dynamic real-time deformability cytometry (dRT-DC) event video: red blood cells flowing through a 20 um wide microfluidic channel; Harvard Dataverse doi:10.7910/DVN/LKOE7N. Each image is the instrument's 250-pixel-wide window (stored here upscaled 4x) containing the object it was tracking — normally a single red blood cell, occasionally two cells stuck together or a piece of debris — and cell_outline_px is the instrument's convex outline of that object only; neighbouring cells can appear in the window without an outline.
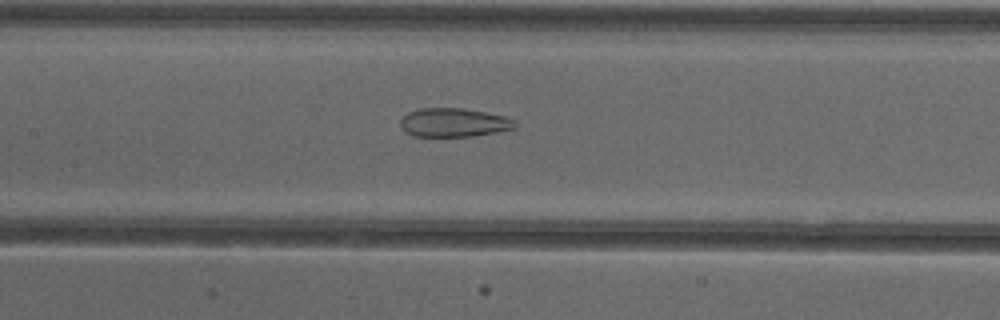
{"species": "common noctule bat (a hibernating species)", "species_latin": "Nyctalus noctula", "temperature_condition": "cold", "stored_images_in_passage": 41, "camera_frame_rate_fps": 3000, "um_per_image_px": 0.085, "animal": {"sex": "female"}, "frame": {"image": 1, "passage_image": 13, "time_ms": 4.0, "image_size_px": [1000, 320], "cell_outline_px": [[516, 128], [496, 132], [472, 136], [412, 136], [404, 132], [400, 124], [400, 120], [408, 112], [420, 108], [464, 108], [504, 116], [516, 120]], "centroid_in_image_um": [38.56, 10.41], "position_along_channel_um": 168.8, "area_um2": 19.25}}
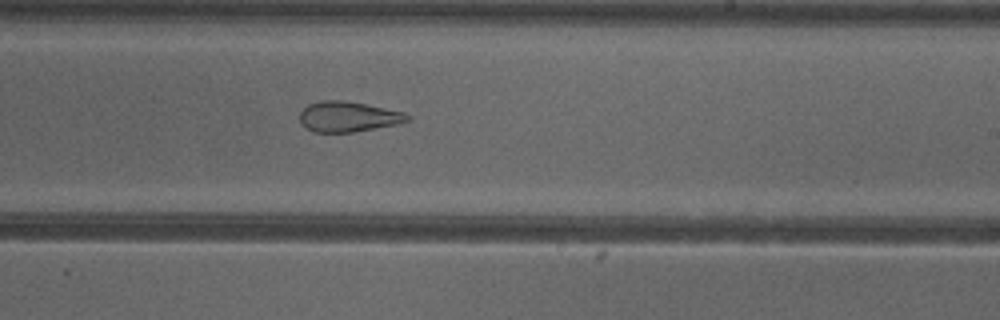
{"frame": {"image": 2, "passage_image": 20, "time_ms": 6.333, "image_size_px": [1000, 320], "cell_outline_px": [[412, 120], [396, 124], [352, 132], [312, 132], [300, 120], [300, 112], [308, 104], [320, 100], [340, 100], [364, 104], [404, 112], [412, 116]], "centroid_in_image_um": [29.61, 9.91], "position_along_channel_um": 259.4, "area_um2": 18.84}}
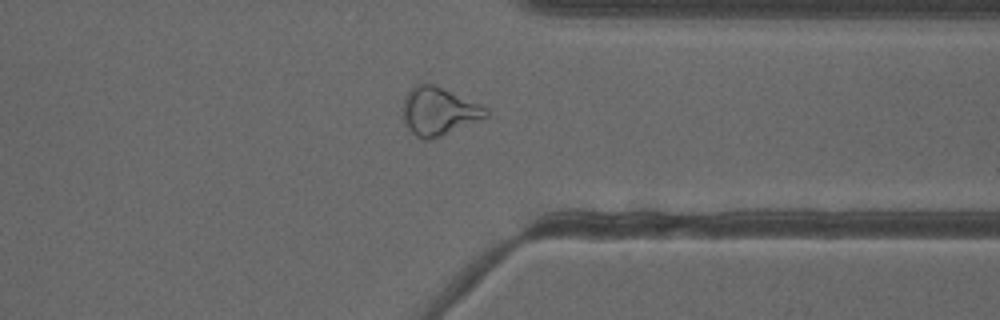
{"frame": {"image": 3, "passage_image": 29, "time_ms": 9.333, "image_size_px": [1000, 320], "cell_outline_px": [[488, 116], [440, 136], [428, 140], [424, 140], [416, 136], [408, 128], [404, 120], [400, 108], [408, 92], [412, 88], [420, 84], [436, 84], [480, 104], [488, 108]], "centroid_in_image_um": [37.27, 9.44], "position_along_channel_um": 374.1, "area_um2": 23.12}, "authors_computed_cell_mechanics": {"area_um2": 23.6402, "velocity_mm_per_s": 3.9004, "shape_relaxation_time_tau1_ms": null, "shape_relaxation_time_tau2_ms": 1.8206, "deformation_change_tau1": null, "deformation_change_tau2": 0.1047}}